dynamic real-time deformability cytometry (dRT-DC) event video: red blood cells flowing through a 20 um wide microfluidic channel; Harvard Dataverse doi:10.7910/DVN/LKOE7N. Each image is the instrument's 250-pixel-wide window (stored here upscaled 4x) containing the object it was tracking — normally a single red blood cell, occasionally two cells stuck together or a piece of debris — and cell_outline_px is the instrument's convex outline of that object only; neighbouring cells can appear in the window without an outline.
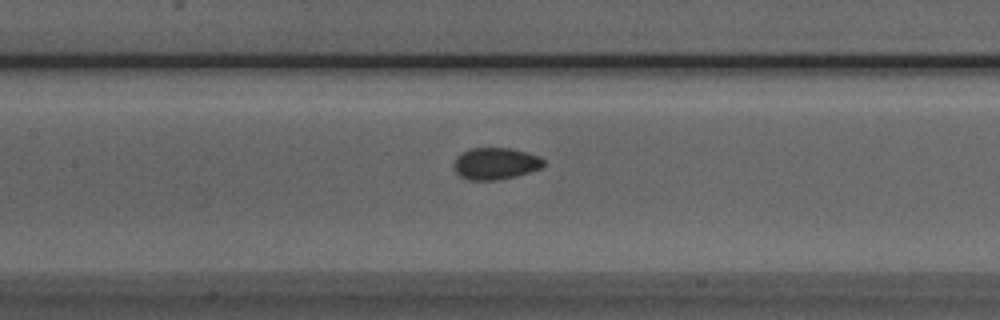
{"species": "Egyptian fruit bat (a non-hibernating species)", "species_latin": "Rousettus aegyptiacus", "temperature_condition": "room temperature", "stored_images_in_passage": 28, "camera_frame_rate_fps": 3000, "um_per_image_px": 0.085, "animal": {"sex": "male"}, "frame": {"image": 1, "passage_image": 8, "time_ms": 2.333, "image_size_px": [1000, 320], "cell_outline_px": [[544, 164], [540, 168], [516, 176], [496, 180], [468, 180], [460, 176], [456, 172], [456, 156], [468, 148], [512, 148], [540, 156], [544, 160]], "centroid_in_image_um": [42.13, 13.89], "position_along_channel_um": 165.3, "area_um2": 16.53}}
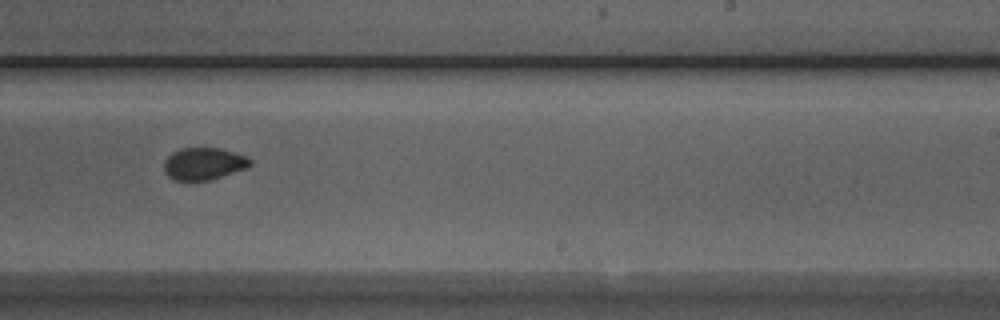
{"frame": {"image": 2, "passage_image": 16, "time_ms": 5.0, "image_size_px": [1000, 320], "cell_outline_px": [[252, 164], [248, 168], [208, 180], [172, 180], [164, 172], [164, 160], [172, 152], [180, 148], [220, 148], [248, 156], [252, 160]], "centroid_in_image_um": [17.33, 13.91], "position_along_channel_um": 271.7, "area_um2": 16.3}}
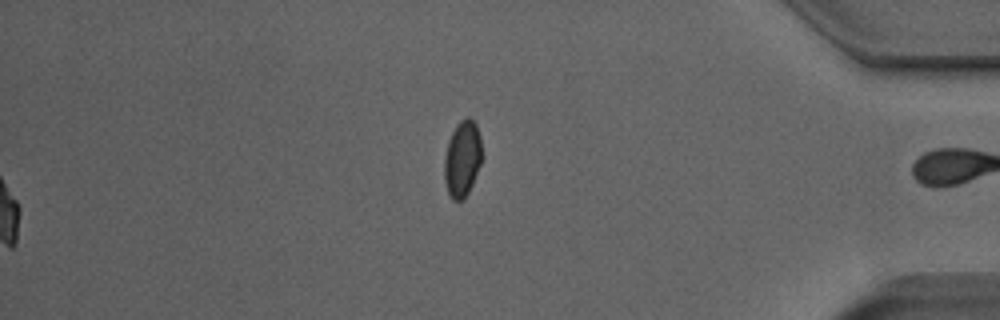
{"frame": {"image": 3, "passage_image": 28, "time_ms": 9.0, "image_size_px": [1000, 320], "cell_outline_px": [[484, 156], [472, 184], [468, 192], [460, 200], [452, 200], [448, 192], [444, 180], [444, 160], [448, 140], [456, 124], [460, 120], [468, 116], [476, 124], [480, 136]], "centroid_in_image_um": [39.31, 13.45], "position_along_channel_um": 395.9, "area_um2": 16.88}}